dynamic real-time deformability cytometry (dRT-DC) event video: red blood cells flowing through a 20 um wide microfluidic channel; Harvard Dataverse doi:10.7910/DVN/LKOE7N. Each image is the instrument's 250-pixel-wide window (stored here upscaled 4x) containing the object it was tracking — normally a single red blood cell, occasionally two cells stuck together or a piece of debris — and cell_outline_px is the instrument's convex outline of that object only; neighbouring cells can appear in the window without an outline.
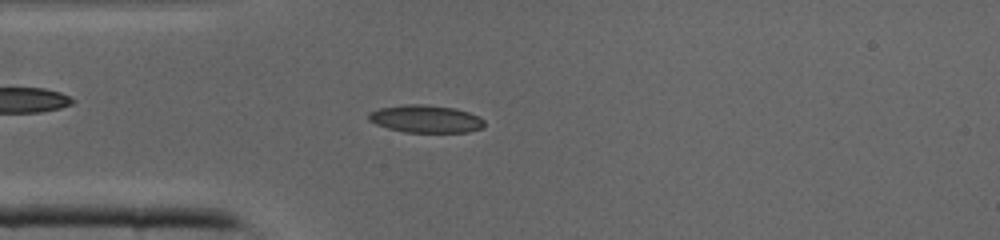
{"species": "common noctule bat (a hibernating species)", "species_latin": "Nyctalus noctula", "temperature_condition": "cold", "stored_images_in_passage": 40, "camera_frame_rate_fps": 3000, "um_per_image_px": 0.085, "animal": {"sex": "male", "body_mass_g": 19.0, "forearm_length_mm": 50.8}, "frame": {"image": 1, "passage_image": 10, "time_ms": 3.0, "image_size_px": [1000, 240], "cell_outline_px": [[484, 124], [480, 128], [468, 132], [404, 132], [388, 128], [376, 124], [368, 120], [368, 112], [380, 108], [404, 104], [424, 104], [456, 108], [480, 116], [484, 120]], "centroid_in_image_um": [36.17, 10.1], "position_along_channel_um": 48.8, "area_um2": 18.67}}
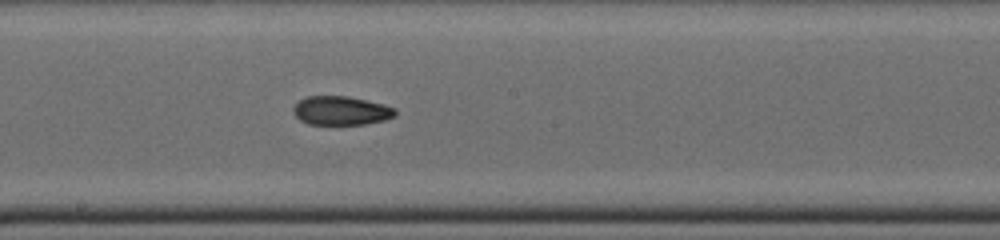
{"frame": {"image": 2, "passage_image": 21, "time_ms": 6.667, "image_size_px": [1000, 240], "cell_outline_px": [[396, 116], [384, 120], [364, 124], [308, 124], [300, 120], [292, 112], [292, 108], [300, 100], [308, 96], [348, 96], [384, 104], [396, 108]], "centroid_in_image_um": [29.0, 9.4], "position_along_channel_um": 219.2, "area_um2": 17.17}}
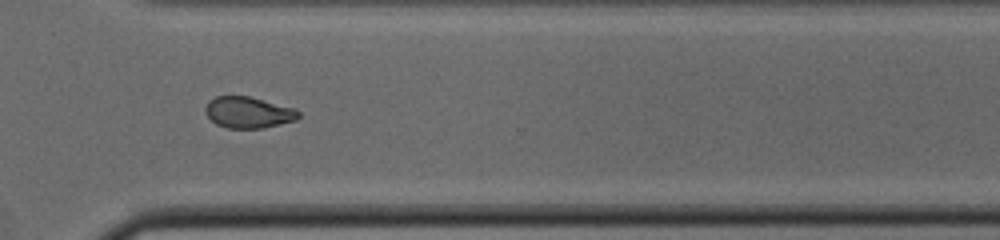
{"frame": {"image": 3, "passage_image": 29, "time_ms": 9.333, "image_size_px": [1000, 240], "cell_outline_px": [[300, 116], [296, 120], [264, 128], [228, 128], [216, 124], [204, 112], [204, 108], [208, 100], [216, 96], [248, 96], [296, 108], [300, 112]], "centroid_in_image_um": [21.11, 9.55], "position_along_channel_um": 349.5, "area_um2": 17.11}}